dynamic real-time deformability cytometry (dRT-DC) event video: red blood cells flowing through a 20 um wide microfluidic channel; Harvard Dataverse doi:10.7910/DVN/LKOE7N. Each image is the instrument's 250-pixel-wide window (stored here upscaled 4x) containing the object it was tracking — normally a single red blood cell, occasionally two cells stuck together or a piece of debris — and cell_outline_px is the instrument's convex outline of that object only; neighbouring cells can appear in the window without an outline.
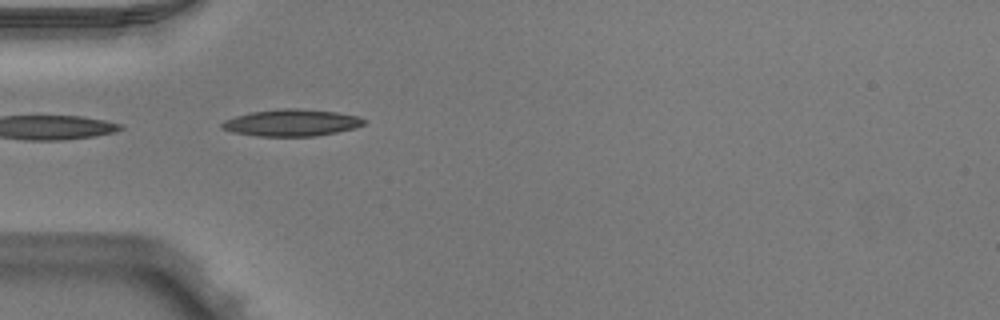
{"species": "Egyptian fruit bat (a non-hibernating species)", "species_latin": "Rousettus aegyptiacus", "temperature_condition": "warm", "stored_images_in_passage": 22, "camera_frame_rate_fps": 3000, "um_per_image_px": 0.085, "animal": {"sex": "male"}, "frame": {"image": 1, "passage_image": 1, "time_ms": 0.0, "image_size_px": [1000, 320], "cell_outline_px": [[368, 120], [364, 124], [356, 128], [316, 136], [256, 136], [232, 132], [220, 128], [220, 124], [224, 120], [236, 116], [252, 112], [280, 108], [300, 108], [336, 112], [360, 116]], "centroid_in_image_um": [24.8, 10.43], "position_along_channel_um": 60.2, "area_um2": 22.43}}
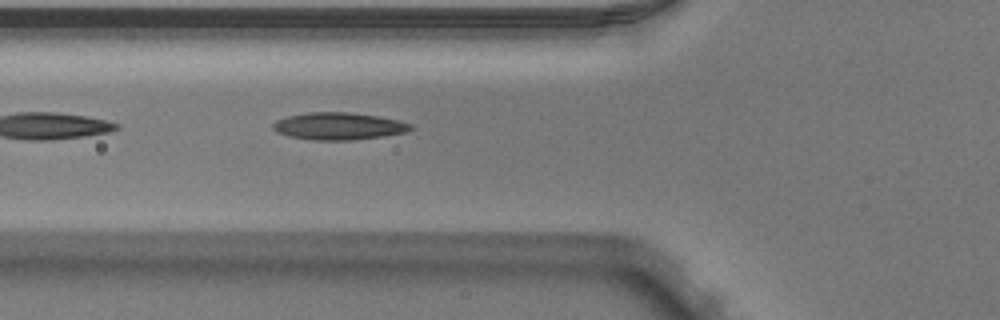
{"frame": {"image": 2, "passage_image": 4, "time_ms": 1.0, "image_size_px": [1000, 320], "cell_outline_px": [[412, 128], [408, 132], [384, 136], [352, 140], [312, 140], [292, 136], [276, 132], [272, 128], [272, 124], [276, 120], [288, 116], [308, 112], [348, 112], [376, 116], [396, 120], [412, 124]], "centroid_in_image_um": [28.78, 10.72], "position_along_channel_um": 97.0, "area_um2": 21.73}}
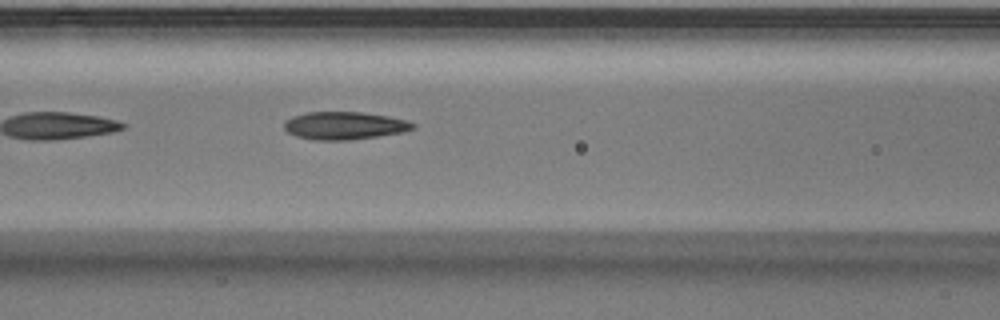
{"frame": {"image": 3, "passage_image": 7, "time_ms": 2.0, "image_size_px": [1000, 320], "cell_outline_px": [[416, 128], [404, 132], [348, 140], [312, 140], [296, 136], [288, 132], [284, 128], [284, 124], [292, 116], [308, 112], [360, 112], [388, 116], [404, 120], [416, 124]], "centroid_in_image_um": [29.28, 10.68], "position_along_channel_um": 137.3, "area_um2": 20.69}}